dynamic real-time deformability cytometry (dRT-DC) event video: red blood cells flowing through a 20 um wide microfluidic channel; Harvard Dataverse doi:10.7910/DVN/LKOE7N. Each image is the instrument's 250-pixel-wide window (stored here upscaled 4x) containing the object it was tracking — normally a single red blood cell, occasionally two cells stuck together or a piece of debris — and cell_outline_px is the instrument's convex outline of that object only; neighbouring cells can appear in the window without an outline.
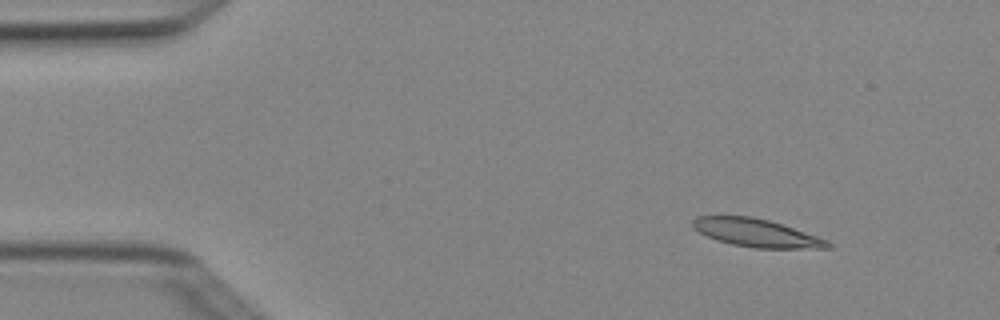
{"species": "Egyptian fruit bat (a non-hibernating species)", "species_latin": "Rousettus aegyptiacus", "temperature_condition": "cold", "stored_images_in_passage": 3, "camera_frame_rate_fps": 3000, "um_per_image_px": 0.085, "animal": {"sex": "female"}, "frame": {"image": 1, "passage_image": 1, "time_ms": 0.0, "image_size_px": [1000, 320], "cell_outline_px": [[832, 248], [756, 248], [732, 244], [716, 240], [692, 228], [692, 220], [696, 216], [752, 216], [768, 220], [828, 240], [832, 244]], "centroid_in_image_um": [64.26, 19.79], "position_along_channel_um": 20.7, "area_um2": 21.79}}